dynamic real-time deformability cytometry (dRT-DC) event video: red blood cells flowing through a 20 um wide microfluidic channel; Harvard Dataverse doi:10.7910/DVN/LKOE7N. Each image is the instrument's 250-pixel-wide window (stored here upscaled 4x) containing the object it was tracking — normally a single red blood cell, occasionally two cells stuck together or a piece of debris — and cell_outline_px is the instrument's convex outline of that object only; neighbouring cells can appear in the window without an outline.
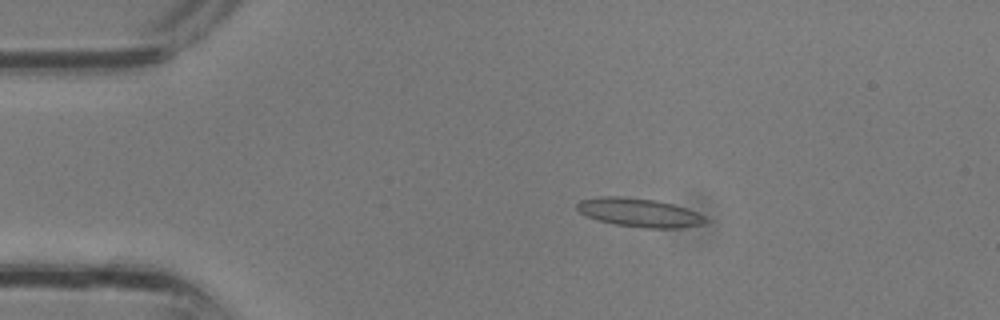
{"species": "common noctule bat (a hibernating species)", "species_latin": "Nyctalus noctula", "temperature_condition": "room temperature", "stored_images_in_passage": 33, "camera_frame_rate_fps": 3000, "um_per_image_px": 0.085, "animal": {"sex": "male", "body_mass_g": 13.3}, "frame": {"image": 1, "passage_image": 6, "time_ms": 1.667, "image_size_px": [1000, 320], "cell_outline_px": [[712, 220], [704, 224], [680, 228], [640, 228], [616, 224], [596, 220], [580, 212], [576, 208], [576, 204], [580, 200], [600, 196], [624, 196], [656, 200], [688, 208]], "centroid_in_image_um": [54.37, 18.07], "position_along_channel_um": 30.6, "area_um2": 21.73}}
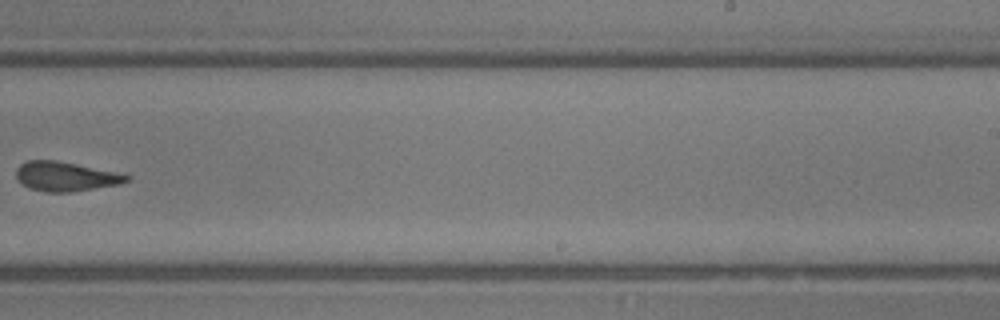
{"frame": {"image": 2, "passage_image": 21, "time_ms": 6.667, "image_size_px": [1000, 320], "cell_outline_px": [[128, 180], [120, 184], [72, 192], [48, 192], [28, 188], [16, 176], [16, 168], [20, 164], [28, 160], [52, 160], [76, 164], [112, 172], [128, 176]], "centroid_in_image_um": [5.51, 15.0], "position_along_channel_um": 283.5, "area_um2": 18.44}}
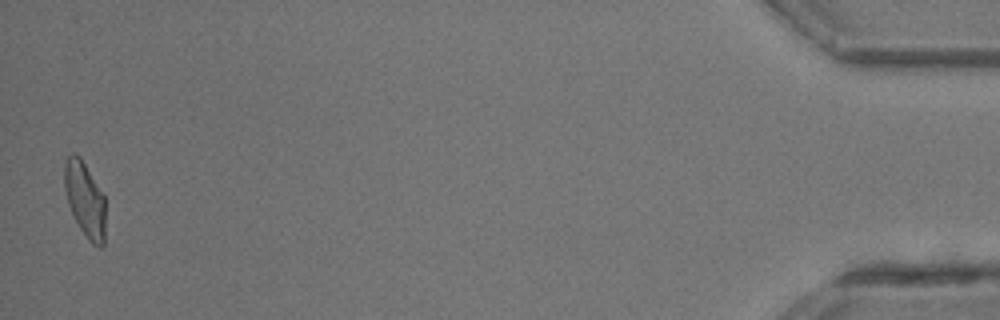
{"frame": {"image": 3, "passage_image": 33, "time_ms": 10.667, "image_size_px": [1000, 320], "cell_outline_px": [[104, 244], [100, 248], [92, 244], [80, 228], [68, 204], [64, 188], [64, 164], [68, 156], [72, 152], [76, 152], [80, 156], [104, 196]], "centroid_in_image_um": [7.2, 16.92], "position_along_channel_um": 428.0, "area_um2": 17.74}}